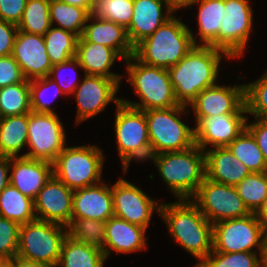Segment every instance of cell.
<instances>
[{"instance_id": "cell-1", "label": "cell", "mask_w": 267, "mask_h": 267, "mask_svg": "<svg viewBox=\"0 0 267 267\" xmlns=\"http://www.w3.org/2000/svg\"><path fill=\"white\" fill-rule=\"evenodd\" d=\"M225 51L212 46L195 45L168 71L179 104L189 106L204 89L216 85L221 59Z\"/></svg>"}, {"instance_id": "cell-2", "label": "cell", "mask_w": 267, "mask_h": 267, "mask_svg": "<svg viewBox=\"0 0 267 267\" xmlns=\"http://www.w3.org/2000/svg\"><path fill=\"white\" fill-rule=\"evenodd\" d=\"M159 214L177 244L198 259L199 265L212 251L213 224L192 199L163 203Z\"/></svg>"}, {"instance_id": "cell-3", "label": "cell", "mask_w": 267, "mask_h": 267, "mask_svg": "<svg viewBox=\"0 0 267 267\" xmlns=\"http://www.w3.org/2000/svg\"><path fill=\"white\" fill-rule=\"evenodd\" d=\"M197 43L188 26L172 16L134 47L133 56L141 63L169 69L199 45Z\"/></svg>"}, {"instance_id": "cell-4", "label": "cell", "mask_w": 267, "mask_h": 267, "mask_svg": "<svg viewBox=\"0 0 267 267\" xmlns=\"http://www.w3.org/2000/svg\"><path fill=\"white\" fill-rule=\"evenodd\" d=\"M159 174L178 199H192L206 178V156L196 144L184 151L151 155Z\"/></svg>"}, {"instance_id": "cell-5", "label": "cell", "mask_w": 267, "mask_h": 267, "mask_svg": "<svg viewBox=\"0 0 267 267\" xmlns=\"http://www.w3.org/2000/svg\"><path fill=\"white\" fill-rule=\"evenodd\" d=\"M124 61L129 73L127 80L141 103L121 99L122 103L142 111L180 105L175 97L168 69L141 63L133 55Z\"/></svg>"}, {"instance_id": "cell-6", "label": "cell", "mask_w": 267, "mask_h": 267, "mask_svg": "<svg viewBox=\"0 0 267 267\" xmlns=\"http://www.w3.org/2000/svg\"><path fill=\"white\" fill-rule=\"evenodd\" d=\"M186 107L180 104L166 109L144 111L151 155L184 151L195 145L194 128H190L180 119Z\"/></svg>"}, {"instance_id": "cell-7", "label": "cell", "mask_w": 267, "mask_h": 267, "mask_svg": "<svg viewBox=\"0 0 267 267\" xmlns=\"http://www.w3.org/2000/svg\"><path fill=\"white\" fill-rule=\"evenodd\" d=\"M103 155L95 145L65 147L53 162V175L72 190L100 183Z\"/></svg>"}, {"instance_id": "cell-8", "label": "cell", "mask_w": 267, "mask_h": 267, "mask_svg": "<svg viewBox=\"0 0 267 267\" xmlns=\"http://www.w3.org/2000/svg\"><path fill=\"white\" fill-rule=\"evenodd\" d=\"M67 236L68 228L54 222L35 220L20 225L17 256L56 267Z\"/></svg>"}, {"instance_id": "cell-9", "label": "cell", "mask_w": 267, "mask_h": 267, "mask_svg": "<svg viewBox=\"0 0 267 267\" xmlns=\"http://www.w3.org/2000/svg\"><path fill=\"white\" fill-rule=\"evenodd\" d=\"M114 124L119 156L123 171L127 173L131 160L141 162L151 158L145 112L120 102Z\"/></svg>"}, {"instance_id": "cell-10", "label": "cell", "mask_w": 267, "mask_h": 267, "mask_svg": "<svg viewBox=\"0 0 267 267\" xmlns=\"http://www.w3.org/2000/svg\"><path fill=\"white\" fill-rule=\"evenodd\" d=\"M266 228L251 213L245 217L227 219L213 224L212 250L224 253L254 252L258 247L264 256Z\"/></svg>"}, {"instance_id": "cell-11", "label": "cell", "mask_w": 267, "mask_h": 267, "mask_svg": "<svg viewBox=\"0 0 267 267\" xmlns=\"http://www.w3.org/2000/svg\"><path fill=\"white\" fill-rule=\"evenodd\" d=\"M192 199L212 224L251 214L235 186L218 183L207 177Z\"/></svg>"}, {"instance_id": "cell-12", "label": "cell", "mask_w": 267, "mask_h": 267, "mask_svg": "<svg viewBox=\"0 0 267 267\" xmlns=\"http://www.w3.org/2000/svg\"><path fill=\"white\" fill-rule=\"evenodd\" d=\"M66 134L57 114L28 113L29 152L21 155L53 163L66 145Z\"/></svg>"}, {"instance_id": "cell-13", "label": "cell", "mask_w": 267, "mask_h": 267, "mask_svg": "<svg viewBox=\"0 0 267 267\" xmlns=\"http://www.w3.org/2000/svg\"><path fill=\"white\" fill-rule=\"evenodd\" d=\"M249 0H225V11L218 34V49L230 57H240L245 51L252 29L253 12Z\"/></svg>"}, {"instance_id": "cell-14", "label": "cell", "mask_w": 267, "mask_h": 267, "mask_svg": "<svg viewBox=\"0 0 267 267\" xmlns=\"http://www.w3.org/2000/svg\"><path fill=\"white\" fill-rule=\"evenodd\" d=\"M114 216L147 229L153 212L160 213L162 203H157L140 188L120 178L112 186Z\"/></svg>"}, {"instance_id": "cell-15", "label": "cell", "mask_w": 267, "mask_h": 267, "mask_svg": "<svg viewBox=\"0 0 267 267\" xmlns=\"http://www.w3.org/2000/svg\"><path fill=\"white\" fill-rule=\"evenodd\" d=\"M84 76L82 83L74 91L78 106L77 124L102 112L111 101H115L116 106L121 102L115 95L122 78L86 74Z\"/></svg>"}, {"instance_id": "cell-16", "label": "cell", "mask_w": 267, "mask_h": 267, "mask_svg": "<svg viewBox=\"0 0 267 267\" xmlns=\"http://www.w3.org/2000/svg\"><path fill=\"white\" fill-rule=\"evenodd\" d=\"M196 118H208L220 114H247L245 84L208 87L190 103Z\"/></svg>"}, {"instance_id": "cell-17", "label": "cell", "mask_w": 267, "mask_h": 267, "mask_svg": "<svg viewBox=\"0 0 267 267\" xmlns=\"http://www.w3.org/2000/svg\"><path fill=\"white\" fill-rule=\"evenodd\" d=\"M73 193L74 190L52 175L34 199L36 220L67 227L71 223Z\"/></svg>"}, {"instance_id": "cell-18", "label": "cell", "mask_w": 267, "mask_h": 267, "mask_svg": "<svg viewBox=\"0 0 267 267\" xmlns=\"http://www.w3.org/2000/svg\"><path fill=\"white\" fill-rule=\"evenodd\" d=\"M247 119L243 114H220L208 118H196L195 144L203 151L209 144L212 148L227 147L246 128Z\"/></svg>"}, {"instance_id": "cell-19", "label": "cell", "mask_w": 267, "mask_h": 267, "mask_svg": "<svg viewBox=\"0 0 267 267\" xmlns=\"http://www.w3.org/2000/svg\"><path fill=\"white\" fill-rule=\"evenodd\" d=\"M12 56L26 80L49 76L52 64L46 51L43 35L18 30Z\"/></svg>"}, {"instance_id": "cell-20", "label": "cell", "mask_w": 267, "mask_h": 267, "mask_svg": "<svg viewBox=\"0 0 267 267\" xmlns=\"http://www.w3.org/2000/svg\"><path fill=\"white\" fill-rule=\"evenodd\" d=\"M102 182L74 190L71 219L106 222L114 216L112 187Z\"/></svg>"}, {"instance_id": "cell-21", "label": "cell", "mask_w": 267, "mask_h": 267, "mask_svg": "<svg viewBox=\"0 0 267 267\" xmlns=\"http://www.w3.org/2000/svg\"><path fill=\"white\" fill-rule=\"evenodd\" d=\"M10 169V184L32 200L53 175V163L21 156L10 158Z\"/></svg>"}, {"instance_id": "cell-22", "label": "cell", "mask_w": 267, "mask_h": 267, "mask_svg": "<svg viewBox=\"0 0 267 267\" xmlns=\"http://www.w3.org/2000/svg\"><path fill=\"white\" fill-rule=\"evenodd\" d=\"M163 4L164 0H134L133 18L126 29L133 48L173 16L169 10L164 14Z\"/></svg>"}, {"instance_id": "cell-23", "label": "cell", "mask_w": 267, "mask_h": 267, "mask_svg": "<svg viewBox=\"0 0 267 267\" xmlns=\"http://www.w3.org/2000/svg\"><path fill=\"white\" fill-rule=\"evenodd\" d=\"M105 224V241L102 250L106 258L112 250L124 254L147 249L146 228L116 216L109 218Z\"/></svg>"}, {"instance_id": "cell-24", "label": "cell", "mask_w": 267, "mask_h": 267, "mask_svg": "<svg viewBox=\"0 0 267 267\" xmlns=\"http://www.w3.org/2000/svg\"><path fill=\"white\" fill-rule=\"evenodd\" d=\"M81 37L77 42H90L114 49L123 60L134 54L126 29L115 22L89 16ZM93 21V22H92Z\"/></svg>"}, {"instance_id": "cell-25", "label": "cell", "mask_w": 267, "mask_h": 267, "mask_svg": "<svg viewBox=\"0 0 267 267\" xmlns=\"http://www.w3.org/2000/svg\"><path fill=\"white\" fill-rule=\"evenodd\" d=\"M205 156L206 177L212 181L236 186L251 173L227 147L207 148Z\"/></svg>"}, {"instance_id": "cell-26", "label": "cell", "mask_w": 267, "mask_h": 267, "mask_svg": "<svg viewBox=\"0 0 267 267\" xmlns=\"http://www.w3.org/2000/svg\"><path fill=\"white\" fill-rule=\"evenodd\" d=\"M76 57L86 75L122 78L110 72L112 64L121 56L112 48L90 42H77Z\"/></svg>"}, {"instance_id": "cell-27", "label": "cell", "mask_w": 267, "mask_h": 267, "mask_svg": "<svg viewBox=\"0 0 267 267\" xmlns=\"http://www.w3.org/2000/svg\"><path fill=\"white\" fill-rule=\"evenodd\" d=\"M27 141L28 113L0 118V157H19Z\"/></svg>"}, {"instance_id": "cell-28", "label": "cell", "mask_w": 267, "mask_h": 267, "mask_svg": "<svg viewBox=\"0 0 267 267\" xmlns=\"http://www.w3.org/2000/svg\"><path fill=\"white\" fill-rule=\"evenodd\" d=\"M105 260L102 249L67 236L56 267H103Z\"/></svg>"}, {"instance_id": "cell-29", "label": "cell", "mask_w": 267, "mask_h": 267, "mask_svg": "<svg viewBox=\"0 0 267 267\" xmlns=\"http://www.w3.org/2000/svg\"><path fill=\"white\" fill-rule=\"evenodd\" d=\"M199 39L202 46L218 48V34L225 11V0H198Z\"/></svg>"}, {"instance_id": "cell-30", "label": "cell", "mask_w": 267, "mask_h": 267, "mask_svg": "<svg viewBox=\"0 0 267 267\" xmlns=\"http://www.w3.org/2000/svg\"><path fill=\"white\" fill-rule=\"evenodd\" d=\"M0 216L23 225L36 220L34 200L10 183L0 192Z\"/></svg>"}, {"instance_id": "cell-31", "label": "cell", "mask_w": 267, "mask_h": 267, "mask_svg": "<svg viewBox=\"0 0 267 267\" xmlns=\"http://www.w3.org/2000/svg\"><path fill=\"white\" fill-rule=\"evenodd\" d=\"M89 16L90 12L87 9L60 0H50L51 25L56 22L57 28L73 32L78 37H81Z\"/></svg>"}, {"instance_id": "cell-32", "label": "cell", "mask_w": 267, "mask_h": 267, "mask_svg": "<svg viewBox=\"0 0 267 267\" xmlns=\"http://www.w3.org/2000/svg\"><path fill=\"white\" fill-rule=\"evenodd\" d=\"M231 153L254 173L267 172L263 154L255 138L245 128L228 146Z\"/></svg>"}, {"instance_id": "cell-33", "label": "cell", "mask_w": 267, "mask_h": 267, "mask_svg": "<svg viewBox=\"0 0 267 267\" xmlns=\"http://www.w3.org/2000/svg\"><path fill=\"white\" fill-rule=\"evenodd\" d=\"M78 38L73 32L51 26L44 35L50 63L59 64L76 56Z\"/></svg>"}, {"instance_id": "cell-34", "label": "cell", "mask_w": 267, "mask_h": 267, "mask_svg": "<svg viewBox=\"0 0 267 267\" xmlns=\"http://www.w3.org/2000/svg\"><path fill=\"white\" fill-rule=\"evenodd\" d=\"M31 112L29 80L0 88L1 118Z\"/></svg>"}, {"instance_id": "cell-35", "label": "cell", "mask_w": 267, "mask_h": 267, "mask_svg": "<svg viewBox=\"0 0 267 267\" xmlns=\"http://www.w3.org/2000/svg\"><path fill=\"white\" fill-rule=\"evenodd\" d=\"M51 26L50 0H28L18 30L44 36Z\"/></svg>"}, {"instance_id": "cell-36", "label": "cell", "mask_w": 267, "mask_h": 267, "mask_svg": "<svg viewBox=\"0 0 267 267\" xmlns=\"http://www.w3.org/2000/svg\"><path fill=\"white\" fill-rule=\"evenodd\" d=\"M134 0H93L91 16L115 22L127 29L133 18Z\"/></svg>"}, {"instance_id": "cell-37", "label": "cell", "mask_w": 267, "mask_h": 267, "mask_svg": "<svg viewBox=\"0 0 267 267\" xmlns=\"http://www.w3.org/2000/svg\"><path fill=\"white\" fill-rule=\"evenodd\" d=\"M235 188L248 210L256 213L267 198V172H251Z\"/></svg>"}, {"instance_id": "cell-38", "label": "cell", "mask_w": 267, "mask_h": 267, "mask_svg": "<svg viewBox=\"0 0 267 267\" xmlns=\"http://www.w3.org/2000/svg\"><path fill=\"white\" fill-rule=\"evenodd\" d=\"M29 85L31 111L35 113L57 114L49 104H51L59 94H64L58 84L51 79L50 76H45L29 80Z\"/></svg>"}, {"instance_id": "cell-39", "label": "cell", "mask_w": 267, "mask_h": 267, "mask_svg": "<svg viewBox=\"0 0 267 267\" xmlns=\"http://www.w3.org/2000/svg\"><path fill=\"white\" fill-rule=\"evenodd\" d=\"M194 267H264L263 256L255 252L224 253L211 251L210 254Z\"/></svg>"}, {"instance_id": "cell-40", "label": "cell", "mask_w": 267, "mask_h": 267, "mask_svg": "<svg viewBox=\"0 0 267 267\" xmlns=\"http://www.w3.org/2000/svg\"><path fill=\"white\" fill-rule=\"evenodd\" d=\"M68 236L88 245L103 248L105 241L106 224L104 221L93 219H71L67 226Z\"/></svg>"}, {"instance_id": "cell-41", "label": "cell", "mask_w": 267, "mask_h": 267, "mask_svg": "<svg viewBox=\"0 0 267 267\" xmlns=\"http://www.w3.org/2000/svg\"><path fill=\"white\" fill-rule=\"evenodd\" d=\"M247 114L267 121V71L258 80L245 84Z\"/></svg>"}, {"instance_id": "cell-42", "label": "cell", "mask_w": 267, "mask_h": 267, "mask_svg": "<svg viewBox=\"0 0 267 267\" xmlns=\"http://www.w3.org/2000/svg\"><path fill=\"white\" fill-rule=\"evenodd\" d=\"M20 225L0 216V258L9 261L17 255Z\"/></svg>"}, {"instance_id": "cell-43", "label": "cell", "mask_w": 267, "mask_h": 267, "mask_svg": "<svg viewBox=\"0 0 267 267\" xmlns=\"http://www.w3.org/2000/svg\"><path fill=\"white\" fill-rule=\"evenodd\" d=\"M72 66V68H71ZM81 68L80 66V63L77 59L76 56L62 62V63H59V64H55V65H52V68H51V71H50V78L53 79L57 84L58 86L60 87V89L62 90V92L64 93V95L66 94H74V91L76 89V87L80 84V83H77V78H75V80H65V78L63 77L62 78V73L63 72H66L68 70V68H71L72 70H75V68ZM55 76V77H53ZM64 76V74H63ZM62 78V79H61ZM71 79V78H69Z\"/></svg>"}, {"instance_id": "cell-44", "label": "cell", "mask_w": 267, "mask_h": 267, "mask_svg": "<svg viewBox=\"0 0 267 267\" xmlns=\"http://www.w3.org/2000/svg\"><path fill=\"white\" fill-rule=\"evenodd\" d=\"M22 71L12 55L0 57V88L25 81Z\"/></svg>"}, {"instance_id": "cell-45", "label": "cell", "mask_w": 267, "mask_h": 267, "mask_svg": "<svg viewBox=\"0 0 267 267\" xmlns=\"http://www.w3.org/2000/svg\"><path fill=\"white\" fill-rule=\"evenodd\" d=\"M28 0H0V20L20 23Z\"/></svg>"}, {"instance_id": "cell-46", "label": "cell", "mask_w": 267, "mask_h": 267, "mask_svg": "<svg viewBox=\"0 0 267 267\" xmlns=\"http://www.w3.org/2000/svg\"><path fill=\"white\" fill-rule=\"evenodd\" d=\"M17 32V25L0 20V57L12 55Z\"/></svg>"}, {"instance_id": "cell-47", "label": "cell", "mask_w": 267, "mask_h": 267, "mask_svg": "<svg viewBox=\"0 0 267 267\" xmlns=\"http://www.w3.org/2000/svg\"><path fill=\"white\" fill-rule=\"evenodd\" d=\"M246 129L255 138L267 165V121L257 119L251 124L246 121Z\"/></svg>"}, {"instance_id": "cell-48", "label": "cell", "mask_w": 267, "mask_h": 267, "mask_svg": "<svg viewBox=\"0 0 267 267\" xmlns=\"http://www.w3.org/2000/svg\"><path fill=\"white\" fill-rule=\"evenodd\" d=\"M10 158L0 157V192L10 183Z\"/></svg>"}, {"instance_id": "cell-49", "label": "cell", "mask_w": 267, "mask_h": 267, "mask_svg": "<svg viewBox=\"0 0 267 267\" xmlns=\"http://www.w3.org/2000/svg\"><path fill=\"white\" fill-rule=\"evenodd\" d=\"M166 3V10H169L171 13L174 11H177L179 9H182L184 7H189L190 9L192 8L193 4L198 0H164Z\"/></svg>"}, {"instance_id": "cell-50", "label": "cell", "mask_w": 267, "mask_h": 267, "mask_svg": "<svg viewBox=\"0 0 267 267\" xmlns=\"http://www.w3.org/2000/svg\"><path fill=\"white\" fill-rule=\"evenodd\" d=\"M8 263L12 267H48L44 264L36 263L34 261L21 258L17 255L14 256L11 260H9Z\"/></svg>"}, {"instance_id": "cell-51", "label": "cell", "mask_w": 267, "mask_h": 267, "mask_svg": "<svg viewBox=\"0 0 267 267\" xmlns=\"http://www.w3.org/2000/svg\"><path fill=\"white\" fill-rule=\"evenodd\" d=\"M60 1L67 3L69 5L78 6V7L87 9L89 12H91L93 0H60Z\"/></svg>"}, {"instance_id": "cell-52", "label": "cell", "mask_w": 267, "mask_h": 267, "mask_svg": "<svg viewBox=\"0 0 267 267\" xmlns=\"http://www.w3.org/2000/svg\"><path fill=\"white\" fill-rule=\"evenodd\" d=\"M255 214L256 217L261 221L262 225L267 229V198L264 200L262 206Z\"/></svg>"}, {"instance_id": "cell-53", "label": "cell", "mask_w": 267, "mask_h": 267, "mask_svg": "<svg viewBox=\"0 0 267 267\" xmlns=\"http://www.w3.org/2000/svg\"><path fill=\"white\" fill-rule=\"evenodd\" d=\"M264 267H267V229H266V235H265V251H264Z\"/></svg>"}, {"instance_id": "cell-54", "label": "cell", "mask_w": 267, "mask_h": 267, "mask_svg": "<svg viewBox=\"0 0 267 267\" xmlns=\"http://www.w3.org/2000/svg\"><path fill=\"white\" fill-rule=\"evenodd\" d=\"M8 261L0 258V267H3Z\"/></svg>"}, {"instance_id": "cell-55", "label": "cell", "mask_w": 267, "mask_h": 267, "mask_svg": "<svg viewBox=\"0 0 267 267\" xmlns=\"http://www.w3.org/2000/svg\"><path fill=\"white\" fill-rule=\"evenodd\" d=\"M3 267H12L8 262Z\"/></svg>"}]
</instances>
